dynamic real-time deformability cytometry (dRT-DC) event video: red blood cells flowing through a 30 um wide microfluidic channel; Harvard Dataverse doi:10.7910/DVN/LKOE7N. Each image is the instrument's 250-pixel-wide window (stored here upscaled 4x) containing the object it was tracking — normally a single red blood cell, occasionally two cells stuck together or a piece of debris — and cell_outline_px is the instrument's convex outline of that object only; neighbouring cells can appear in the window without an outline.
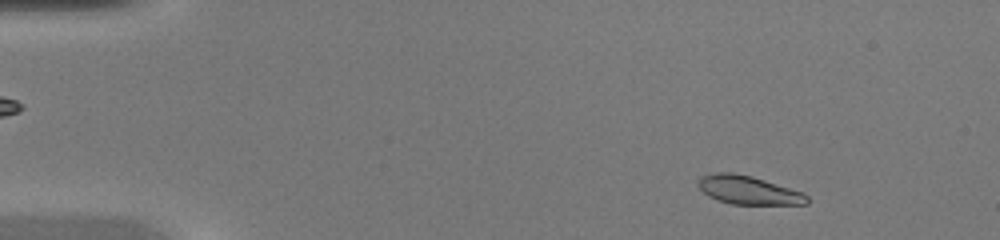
{"species": "common noctule bat (a hibernating species)", "species_latin": "Nyctalus noctula", "temperature_condition": "warm", "stored_images_in_passage": 45, "camera_frame_rate_fps": 3000, "um_per_image_px": 0.085, "animal": {"sex": "female", "body_mass_g": 20.0, "forearm_length_mm": 54.0}, "frame": {"image": 1, "passage_image": 5, "time_ms": 1.333, "image_size_px": [1000, 240], "cell_outline_px": [[808, 204], [732, 204], [716, 200], [708, 196], [696, 184], [696, 180], [700, 176], [716, 172], [732, 172], [752, 176], [804, 192], [808, 196]], "centroid_in_image_um": [63.58, 16.15], "position_along_channel_um": 21.4, "area_um2": 18.26}}
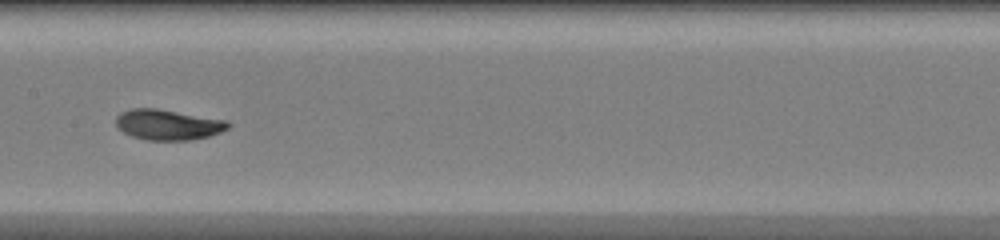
{"frame": {"image": 2, "passage_image": 23, "time_ms": 7.333, "image_size_px": [1000, 240], "cell_outline_px": [[232, 124], [228, 128], [220, 132], [208, 136], [192, 140], [144, 140], [132, 136], [124, 132], [116, 124], [116, 116], [120, 112], [132, 108], [156, 108], [228, 120]], "centroid_in_image_um": [14.29, 10.59], "position_along_channel_um": 193.1, "area_um2": 20.0}}
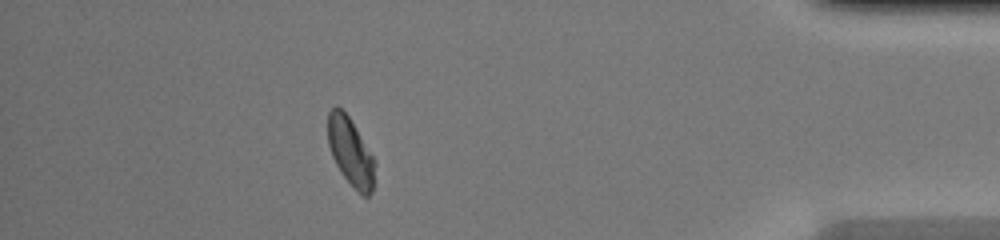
{"frame": {"image": 3, "passage_image": 40, "time_ms": 13.0, "image_size_px": [1000, 240], "cell_outline_px": [[376, 164], [372, 192], [368, 196], [364, 196], [340, 172], [332, 156], [328, 144], [328, 112], [336, 104], [348, 116], [356, 128], [372, 156]], "centroid_in_image_um": [29.79, 12.88], "position_along_channel_um": 405.4, "area_um2": 18.26}}